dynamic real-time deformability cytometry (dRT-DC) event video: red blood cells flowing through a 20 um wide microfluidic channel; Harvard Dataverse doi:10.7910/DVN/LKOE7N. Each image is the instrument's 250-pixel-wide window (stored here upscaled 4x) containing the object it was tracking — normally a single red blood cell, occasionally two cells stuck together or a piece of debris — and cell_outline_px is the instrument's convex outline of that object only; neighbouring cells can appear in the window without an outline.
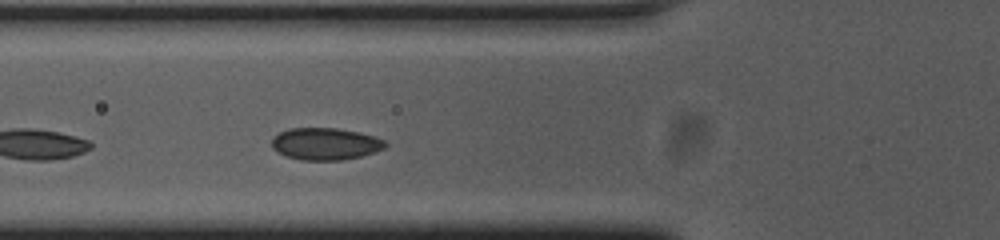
{"species": "common noctule bat (a hibernating species)", "species_latin": "Nyctalus noctula", "temperature_condition": "cold", "stored_images_in_passage": 15, "camera_frame_rate_fps": 3000, "um_per_image_px": 0.085, "animal": {"sex": "female", "body_mass_g": 23.0, "forearm_length_mm": 53.4}, "frame": {"image": 1, "passage_image": 7, "time_ms": 2.0, "image_size_px": [1000, 240], "cell_outline_px": [[388, 144], [384, 148], [360, 156], [344, 160], [300, 160], [284, 156], [276, 152], [272, 148], [272, 136], [288, 128], [336, 128], [360, 132], [384, 140]], "centroid_in_image_um": [27.6, 12.23], "position_along_channel_um": 98.2, "area_um2": 21.33}}
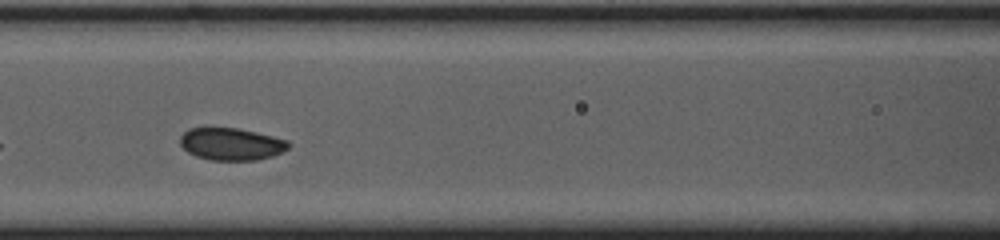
{"frame": {"image": 2, "passage_image": 11, "time_ms": 3.333, "image_size_px": [1000, 240], "cell_outline_px": [[292, 144], [288, 148], [272, 156], [256, 160], [212, 160], [196, 156], [188, 152], [180, 144], [180, 136], [188, 128], [236, 128], [256, 132], [288, 140]], "centroid_in_image_um": [19.66, 12.24], "position_along_channel_um": 146.9, "area_um2": 20.29}}